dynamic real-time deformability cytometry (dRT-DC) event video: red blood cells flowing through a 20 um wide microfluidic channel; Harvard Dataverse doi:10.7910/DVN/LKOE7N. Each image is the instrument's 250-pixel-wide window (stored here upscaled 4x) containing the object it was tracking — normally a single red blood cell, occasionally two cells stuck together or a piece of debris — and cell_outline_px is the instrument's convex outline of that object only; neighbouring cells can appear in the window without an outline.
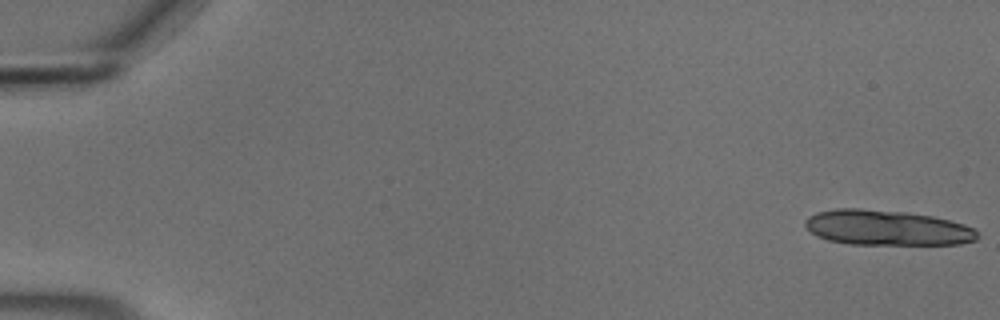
{"species": "common noctule bat (a hibernating species)", "species_latin": "Nyctalus noctula", "temperature_condition": "cold", "stored_images_in_passage": 16, "camera_frame_rate_fps": 3000, "um_per_image_px": 0.085, "animal": {"sex": "male", "body_mass_g": 18.8}, "frame": {"image": 1, "passage_image": 1, "time_ms": 0.0, "image_size_px": [1000, 320], "cell_outline_px": [[980, 236], [976, 240], [960, 244], [852, 244], [828, 240], [816, 236], [804, 224], [804, 220], [808, 216], [816, 212], [836, 208], [860, 208], [904, 212], [932, 216], [964, 224], [976, 228], [980, 232]], "centroid_in_image_um": [75.41, 19.36], "position_along_channel_um": 9.6, "area_um2": 35.55}}